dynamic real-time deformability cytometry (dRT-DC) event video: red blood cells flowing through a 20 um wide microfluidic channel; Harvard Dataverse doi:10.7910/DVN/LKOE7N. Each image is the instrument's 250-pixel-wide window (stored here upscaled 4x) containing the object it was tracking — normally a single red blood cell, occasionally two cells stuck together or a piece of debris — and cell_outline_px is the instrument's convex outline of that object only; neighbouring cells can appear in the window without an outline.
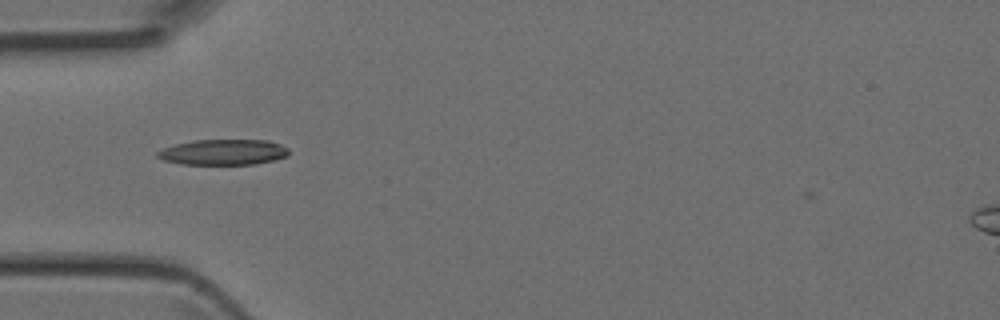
{"species": "Egyptian fruit bat (a non-hibernating species)", "species_latin": "Rousettus aegyptiacus", "temperature_condition": "room temperature", "stored_images_in_passage": 1, "camera_frame_rate_fps": 3000, "um_per_image_px": 0.085, "animal": {"sex": "female"}, "frame": {"image": 1, "passage_image": 1, "time_ms": 0.0, "image_size_px": [1000, 320], "cell_outline_px": [[288, 156], [256, 164], [184, 164], [164, 160], [156, 156], [156, 152], [164, 148], [176, 144], [196, 140], [268, 140], [280, 144], [288, 148]], "centroid_in_image_um": [19.0, 12.93], "position_along_channel_um": 66.0, "area_um2": 19.42}}